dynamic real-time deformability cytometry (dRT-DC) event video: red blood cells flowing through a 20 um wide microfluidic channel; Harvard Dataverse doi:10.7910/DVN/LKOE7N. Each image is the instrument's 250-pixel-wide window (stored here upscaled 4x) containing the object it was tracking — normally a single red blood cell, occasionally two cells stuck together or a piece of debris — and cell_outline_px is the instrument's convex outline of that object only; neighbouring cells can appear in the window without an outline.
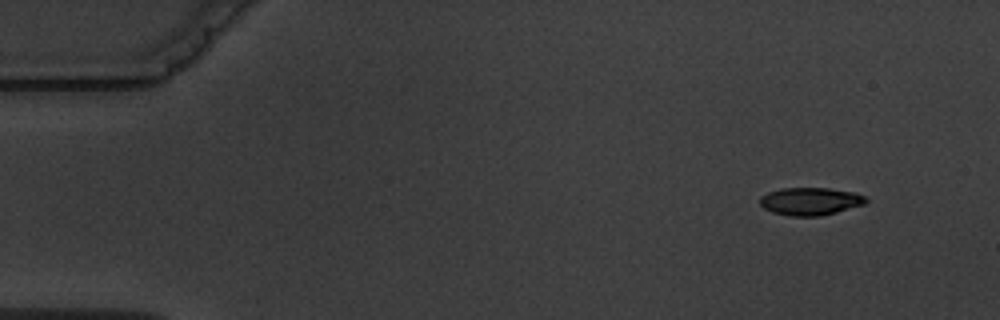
{"species": "common noctule bat (a hibernating species)", "species_latin": "Nyctalus noctula", "temperature_condition": "warm", "stored_images_in_passage": 5, "camera_frame_rate_fps": 3000, "um_per_image_px": 0.085, "animal": {"sex": "male", "body_mass_g": 19.5, "forearm_length_mm": 54.6}, "frame": {"image": 1, "passage_image": 1, "time_ms": 0.0, "image_size_px": [1000, 320], "cell_outline_px": [[868, 200], [864, 204], [836, 212], [820, 216], [788, 216], [772, 212], [764, 208], [760, 204], [760, 196], [768, 192], [780, 188], [828, 188], [856, 192], [864, 196]], "centroid_in_image_um": [68.86, 17.1], "position_along_channel_um": 16.1, "area_um2": 17.17}}
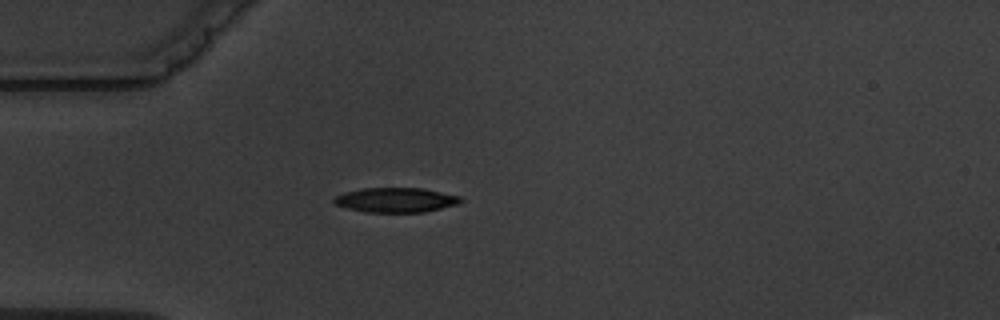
{"frame": {"image": 2, "passage_image": 4, "time_ms": 3.667, "image_size_px": [1000, 320], "cell_outline_px": [[464, 200], [460, 204], [424, 212], [364, 212], [348, 208], [336, 204], [332, 200], [336, 196], [344, 192], [364, 188], [424, 188], [460, 196]], "centroid_in_image_um": [33.69, 17.0], "position_along_channel_um": 51.3, "area_um2": 18.26}}